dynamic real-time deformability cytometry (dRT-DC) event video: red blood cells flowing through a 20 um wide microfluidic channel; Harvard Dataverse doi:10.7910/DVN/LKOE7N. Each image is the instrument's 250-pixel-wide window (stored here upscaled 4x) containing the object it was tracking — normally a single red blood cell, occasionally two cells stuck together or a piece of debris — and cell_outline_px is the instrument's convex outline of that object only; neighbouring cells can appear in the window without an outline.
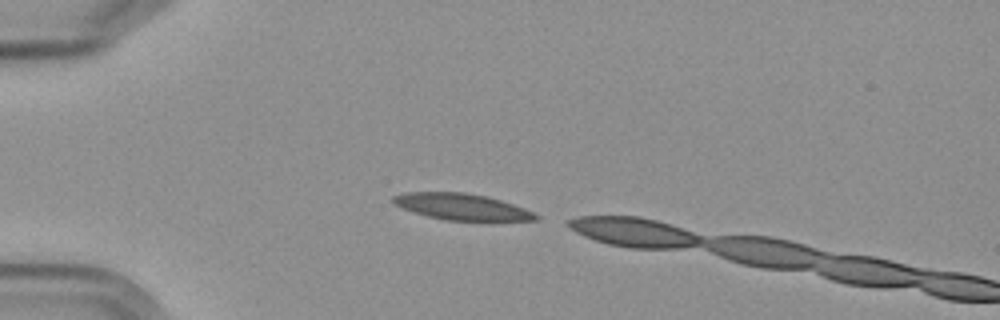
{"species": "Egyptian fruit bat (a non-hibernating species)", "species_latin": "Rousettus aegyptiacus", "temperature_condition": "cold", "stored_images_in_passage": 2, "camera_frame_rate_fps": 3000, "um_per_image_px": 0.085, "frame": {"image": 1, "passage_image": 1, "time_ms": 0.0, "image_size_px": [1000, 320], "cell_outline_px": [[540, 220], [488, 224], [444, 220], [428, 216], [404, 208], [396, 204], [392, 200], [392, 196], [404, 192], [464, 192], [488, 196], [524, 208], [540, 216]], "centroid_in_image_um": [39.41, 17.64], "position_along_channel_um": 45.6, "area_um2": 22.95}}